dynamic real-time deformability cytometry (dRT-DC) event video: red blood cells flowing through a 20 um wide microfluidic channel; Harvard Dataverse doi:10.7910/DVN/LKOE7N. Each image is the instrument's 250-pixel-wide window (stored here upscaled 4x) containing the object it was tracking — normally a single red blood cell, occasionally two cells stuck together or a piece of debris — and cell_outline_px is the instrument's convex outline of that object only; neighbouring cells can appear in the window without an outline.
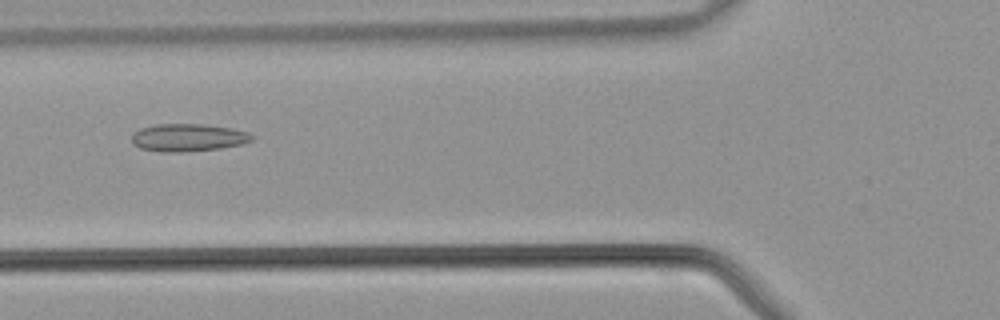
{"species": "common noctule bat (a hibernating species)", "species_latin": "Nyctalus noctula", "temperature_condition": "warm", "stored_images_in_passage": 34, "camera_frame_rate_fps": 3000, "um_per_image_px": 0.085, "animal": {"sex": "male", "body_mass_g": 21.5, "forearm_length_mm": 52.0}, "frame": {"image": 1, "passage_image": 8, "time_ms": 2.333, "image_size_px": [1000, 320], "cell_outline_px": [[256, 136], [252, 140], [240, 144], [220, 148], [180, 152], [140, 148], [132, 140], [132, 132], [140, 128], [156, 124], [204, 124], [232, 128], [248, 132]], "centroid_in_image_um": [16.02, 11.67], "position_along_channel_um": 109.8, "area_um2": 19.07}}
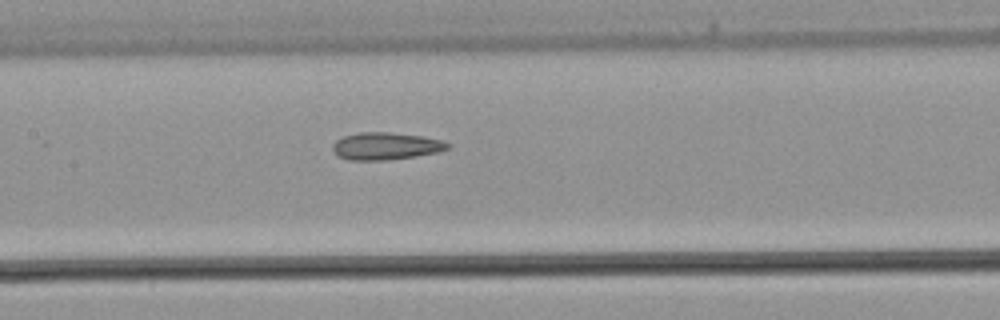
{"frame": {"image": 2, "passage_image": 12, "time_ms": 3.667, "image_size_px": [1000, 320], "cell_outline_px": [[452, 144], [448, 148], [436, 152], [388, 160], [348, 160], [340, 156], [332, 148], [332, 144], [336, 140], [344, 136], [360, 132], [388, 132], [424, 136], [444, 140]], "centroid_in_image_um": [32.81, 12.4], "position_along_channel_um": 174.6, "area_um2": 18.21}}
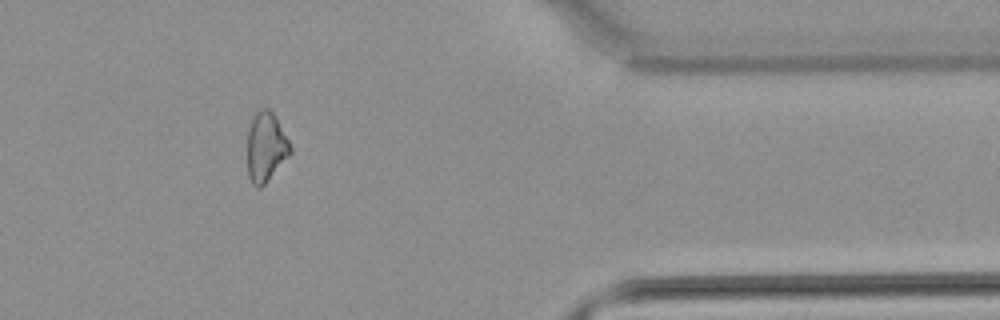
{"frame": {"image": 3, "passage_image": 27, "time_ms": 8.667, "image_size_px": [1000, 320], "cell_outline_px": [[292, 152], [264, 184], [260, 188], [256, 188], [252, 184], [248, 176], [248, 132], [252, 120], [256, 112], [264, 108], [268, 108], [272, 112], [288, 140], [292, 148]], "centroid_in_image_um": [22.59, 12.52], "position_along_channel_um": 388.8, "area_um2": 16.99}}